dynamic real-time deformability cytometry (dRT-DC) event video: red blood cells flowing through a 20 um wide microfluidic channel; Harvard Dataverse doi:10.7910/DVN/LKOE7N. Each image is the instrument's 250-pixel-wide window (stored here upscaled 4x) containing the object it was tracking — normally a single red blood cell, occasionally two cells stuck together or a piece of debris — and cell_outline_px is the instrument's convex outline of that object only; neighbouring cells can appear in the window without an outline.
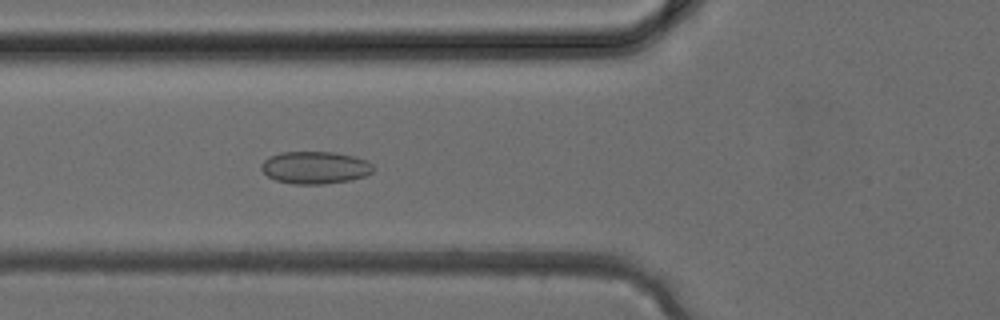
{"species": "common noctule bat (a hibernating species)", "species_latin": "Nyctalus noctula", "temperature_condition": "cold", "stored_images_in_passage": 36, "camera_frame_rate_fps": 3000, "um_per_image_px": 0.085, "animal": {"sex": "female", "body_mass_g": 24.6, "forearm_length_mm": 56.2}, "frame": {"image": 1, "passage_image": 12, "time_ms": 3.667, "image_size_px": [1000, 320], "cell_outline_px": [[372, 172], [364, 176], [348, 180], [324, 184], [292, 184], [276, 180], [268, 176], [260, 168], [260, 164], [268, 156], [280, 152], [332, 152], [352, 156], [364, 160], [372, 164]], "centroid_in_image_um": [26.71, 14.24], "position_along_channel_um": 99.1, "area_um2": 20.98}}
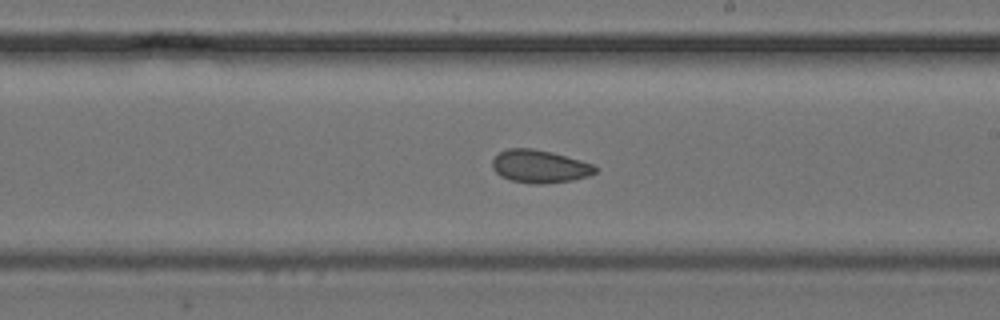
{"frame": {"image": 2, "passage_image": 20, "time_ms": 6.333, "image_size_px": [1000, 320], "cell_outline_px": [[600, 168], [596, 172], [588, 176], [572, 180], [544, 184], [532, 184], [512, 180], [500, 176], [492, 168], [492, 160], [500, 152], [508, 148], [532, 148], [552, 152], [580, 160], [592, 164]], "centroid_in_image_um": [45.88, 14.14], "position_along_channel_um": 243.1, "area_um2": 19.77}}
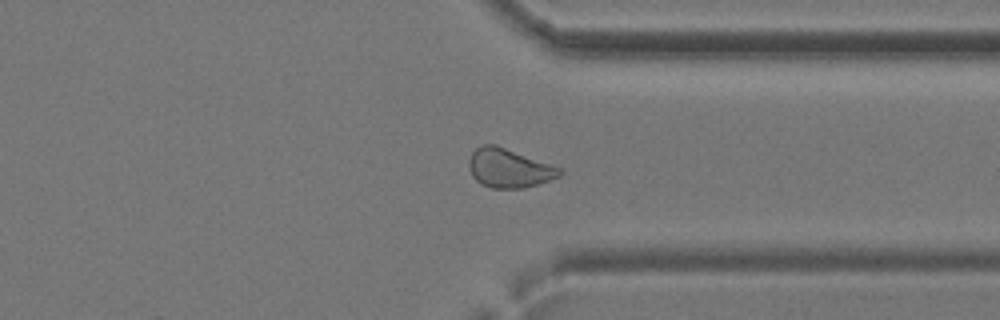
{"frame": {"image": 3, "passage_image": 27, "time_ms": 8.667, "image_size_px": [1000, 320], "cell_outline_px": [[564, 172], [560, 176], [524, 188], [492, 188], [480, 184], [472, 176], [468, 164], [468, 160], [472, 152], [480, 144], [496, 144], [564, 168]], "centroid_in_image_um": [43.28, 14.27], "position_along_channel_um": 368.1, "area_um2": 20.92}}